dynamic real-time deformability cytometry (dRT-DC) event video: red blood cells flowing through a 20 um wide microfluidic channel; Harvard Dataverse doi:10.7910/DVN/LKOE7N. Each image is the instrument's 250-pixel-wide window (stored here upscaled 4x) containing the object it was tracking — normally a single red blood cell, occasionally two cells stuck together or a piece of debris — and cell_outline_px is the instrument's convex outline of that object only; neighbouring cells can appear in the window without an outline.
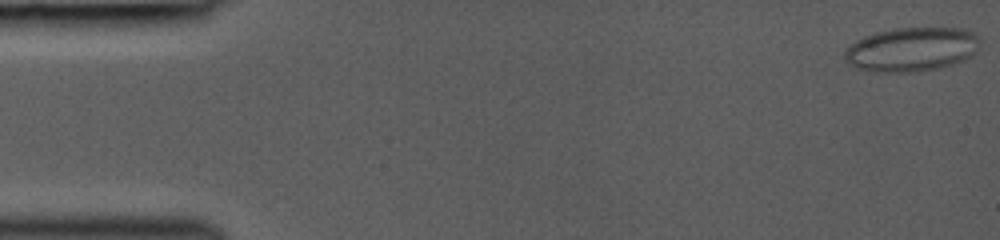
{"species": "common noctule bat (a hibernating species)", "species_latin": "Nyctalus noctula", "temperature_condition": "room temperature", "stored_images_in_passage": 25, "camera_frame_rate_fps": 3000, "um_per_image_px": 0.085, "animal": {"sex": "female", "body_mass_g": 19.0, "forearm_length_mm": 53.3}, "frame": {"image": 1, "passage_image": 1, "time_ms": 0.0, "image_size_px": [1000, 240], "cell_outline_px": [[980, 48], [972, 56], [964, 60], [952, 64], [936, 68], [916, 72], [880, 72], [860, 68], [844, 60], [844, 48], [856, 40], [864, 36], [876, 32], [892, 28], [964, 28], [980, 36]], "centroid_in_image_um": [77.52, 4.18], "position_along_channel_um": 7.5, "area_um2": 35.03}}
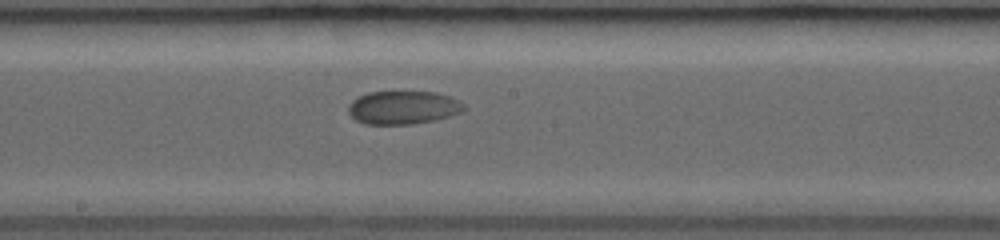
{"frame": {"image": 2, "passage_image": 15, "time_ms": 8.667, "image_size_px": [1000, 240], "cell_outline_px": [[464, 112], [436, 120], [412, 124], [364, 124], [356, 120], [348, 112], [348, 108], [352, 100], [368, 92], [436, 92], [460, 100], [464, 104]], "centroid_in_image_um": [34.29, 9.15], "position_along_channel_um": 213.9, "area_um2": 22.48}}
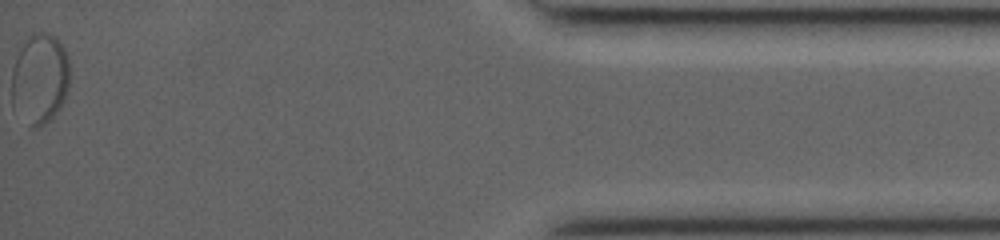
{"frame": {"image": 3, "passage_image": 25, "time_ms": 15.667, "image_size_px": [1000, 240], "cell_outline_px": [[68, 88], [64, 100], [60, 108], [44, 124], [36, 128], [12, 108], [12, 72], [16, 56], [24, 40], [36, 32], [44, 32], [60, 40], [68, 56]], "centroid_in_image_um": [3.38, 6.66], "position_along_channel_um": 431.8, "area_um2": 30.35}}